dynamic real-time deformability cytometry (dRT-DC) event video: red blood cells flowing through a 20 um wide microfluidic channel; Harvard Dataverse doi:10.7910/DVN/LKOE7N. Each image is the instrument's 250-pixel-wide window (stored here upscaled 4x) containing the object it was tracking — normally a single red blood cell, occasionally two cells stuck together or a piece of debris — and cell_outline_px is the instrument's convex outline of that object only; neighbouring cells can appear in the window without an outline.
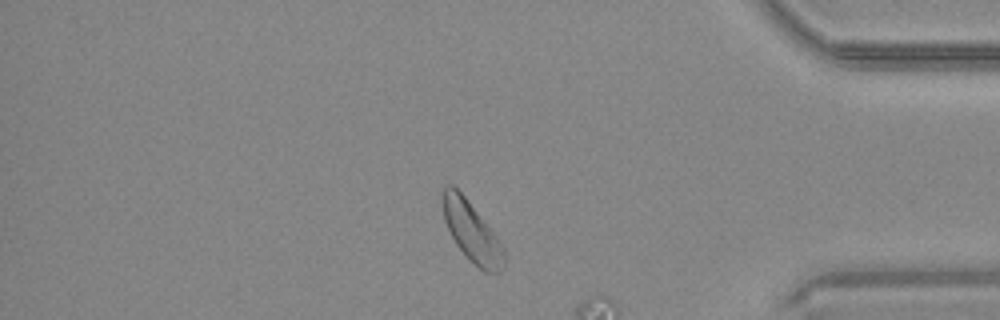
{"species": "common noctule bat (a hibernating species)", "species_latin": "Nyctalus noctula", "temperature_condition": "warm", "stored_images_in_passage": 44, "camera_frame_rate_fps": 3000, "um_per_image_px": 0.085, "animal": {"sex": "male", "body_mass_g": 20.4}, "frame": {"image": 1, "passage_image": 36, "time_ms": 11.667, "image_size_px": [1000, 320], "cell_outline_px": [[504, 264], [500, 272], [496, 276], [484, 272], [456, 244], [444, 220], [440, 196], [440, 192], [444, 184], [452, 184], [464, 196], [496, 236], [504, 248]], "centroid_in_image_um": [40.06, 19.67], "position_along_channel_um": 395.1, "area_um2": 21.27}}